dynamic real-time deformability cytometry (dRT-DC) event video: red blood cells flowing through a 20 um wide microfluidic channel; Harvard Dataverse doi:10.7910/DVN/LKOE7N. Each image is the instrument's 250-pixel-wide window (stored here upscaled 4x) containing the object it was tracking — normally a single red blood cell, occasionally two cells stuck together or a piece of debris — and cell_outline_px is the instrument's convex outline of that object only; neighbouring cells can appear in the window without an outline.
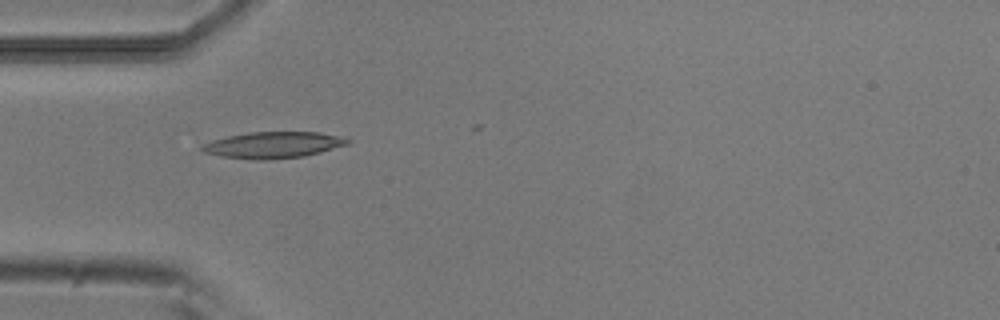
{"species": "common noctule bat (a hibernating species)", "species_latin": "Nyctalus noctula", "temperature_condition": "room temperature", "stored_images_in_passage": 18, "camera_frame_rate_fps": 3000, "um_per_image_px": 0.085, "animal": {"sex": "male", "body_mass_g": 20.5, "forearm_length_mm": 52.5}, "frame": {"image": 1, "passage_image": 15, "time_ms": 4.667, "image_size_px": [1000, 320], "cell_outline_px": [[352, 140], [348, 144], [320, 152], [304, 156], [268, 160], [256, 160], [220, 156], [204, 152], [200, 148], [200, 144], [212, 140], [228, 136], [248, 132], [320, 132], [344, 136]], "centroid_in_image_um": [23.23, 12.31], "position_along_channel_um": 61.8, "area_um2": 22.54}}